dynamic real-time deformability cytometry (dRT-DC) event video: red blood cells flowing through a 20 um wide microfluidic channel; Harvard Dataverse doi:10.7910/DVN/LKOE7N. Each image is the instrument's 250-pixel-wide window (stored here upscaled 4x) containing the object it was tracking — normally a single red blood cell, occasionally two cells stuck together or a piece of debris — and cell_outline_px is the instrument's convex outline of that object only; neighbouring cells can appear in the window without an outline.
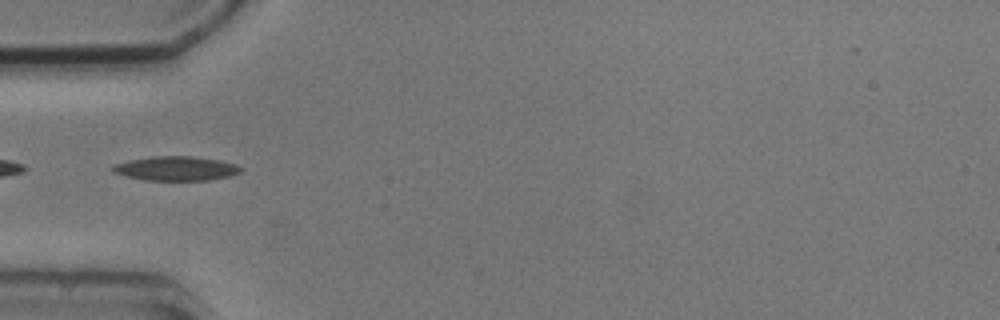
{"species": "common noctule bat (a hibernating species)", "species_latin": "Nyctalus noctula", "temperature_condition": "cold", "stored_images_in_passage": 1, "camera_frame_rate_fps": 3000, "um_per_image_px": 0.085, "animal": {"sex": "male", "body_mass_g": 20.5, "forearm_length_mm": 52.5}, "frame": {"image": 1, "passage_image": 1, "time_ms": 0.0, "image_size_px": [1000, 320], "cell_outline_px": [[244, 168], [240, 172], [228, 176], [208, 180], [144, 180], [112, 172], [112, 168], [116, 164], [128, 160], [152, 156], [192, 156], [220, 160], [236, 164]], "centroid_in_image_um": [14.98, 14.31], "position_along_channel_um": 70.0, "area_um2": 18.03}}